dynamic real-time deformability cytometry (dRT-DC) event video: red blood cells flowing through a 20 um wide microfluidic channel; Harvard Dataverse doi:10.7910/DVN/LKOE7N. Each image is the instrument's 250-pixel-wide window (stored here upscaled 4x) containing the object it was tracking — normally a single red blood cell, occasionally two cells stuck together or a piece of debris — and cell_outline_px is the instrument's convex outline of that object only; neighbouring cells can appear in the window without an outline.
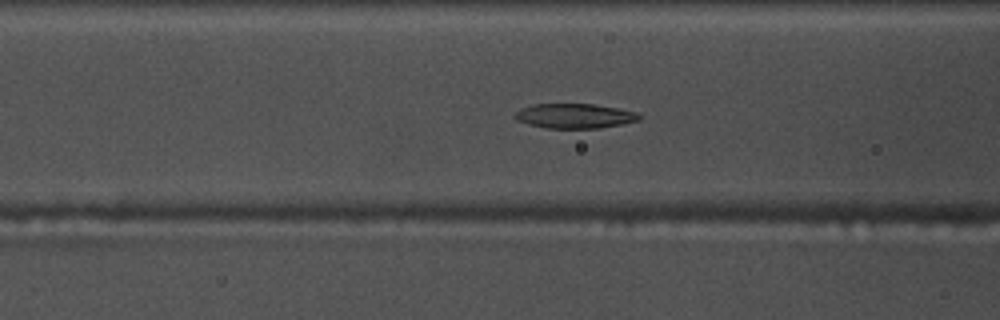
{"species": "common noctule bat (a hibernating species)", "species_latin": "Nyctalus noctula", "temperature_condition": "warm", "stored_images_in_passage": 42, "camera_frame_rate_fps": 3000, "um_per_image_px": 0.085, "animal": {"sex": "male", "body_mass_g": 17.5, "forearm_length_mm": 52.3}, "frame": {"image": 1, "passage_image": 8, "time_ms": 2.333, "image_size_px": [1000, 320], "cell_outline_px": [[644, 116], [640, 120], [624, 124], [600, 128], [548, 128], [528, 124], [516, 120], [512, 116], [520, 108], [532, 104], [592, 104], [620, 108], [640, 112]], "centroid_in_image_um": [48.9, 9.85], "position_along_channel_um": 117.7, "area_um2": 18.26}}
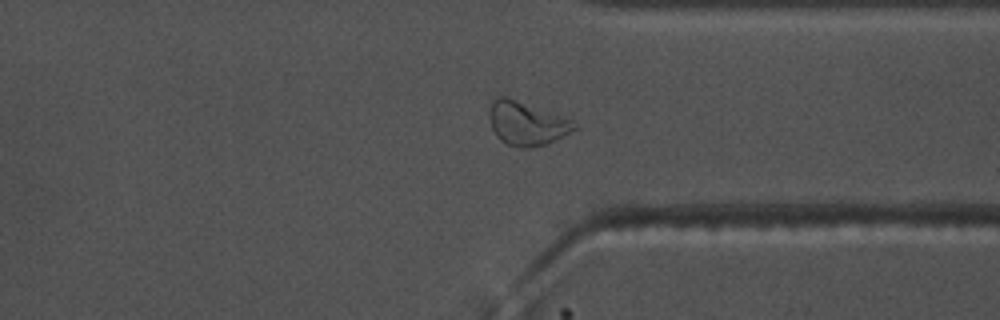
{"frame": {"image": 2, "passage_image": 28, "time_ms": 9.0, "image_size_px": [1000, 320], "cell_outline_px": [[580, 128], [556, 140], [544, 144], [528, 148], [516, 148], [500, 140], [496, 136], [492, 128], [488, 116], [488, 112], [492, 100], [500, 96], [508, 96], [572, 120]], "centroid_in_image_um": [44.75, 10.49], "position_along_channel_um": 366.6, "area_um2": 21.85}}
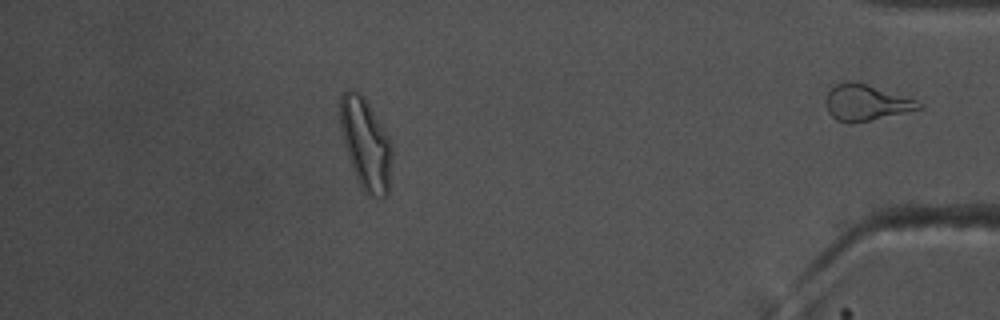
{"frame": {"image": 3, "passage_image": 35, "time_ms": 11.333, "image_size_px": [1000, 320], "cell_outline_px": [[392, 156], [388, 192], [380, 200], [368, 196], [364, 192], [352, 168], [340, 128], [340, 96], [348, 88], [352, 88], [364, 96], [392, 144]], "centroid_in_image_um": [31.09, 12.24], "position_along_channel_um": 404.1, "area_um2": 27.46}, "authors_computed_cell_mechanics": {"area_um2": 19.2474, "velocity_mm_per_s": 3.7504, "shape_relaxation_time_tau1_ms": 7.4502, "shape_relaxation_time_tau2_ms": 2.1053, "deformation_change_tau1": 0.2151, "deformation_change_tau2": 0.0794}}